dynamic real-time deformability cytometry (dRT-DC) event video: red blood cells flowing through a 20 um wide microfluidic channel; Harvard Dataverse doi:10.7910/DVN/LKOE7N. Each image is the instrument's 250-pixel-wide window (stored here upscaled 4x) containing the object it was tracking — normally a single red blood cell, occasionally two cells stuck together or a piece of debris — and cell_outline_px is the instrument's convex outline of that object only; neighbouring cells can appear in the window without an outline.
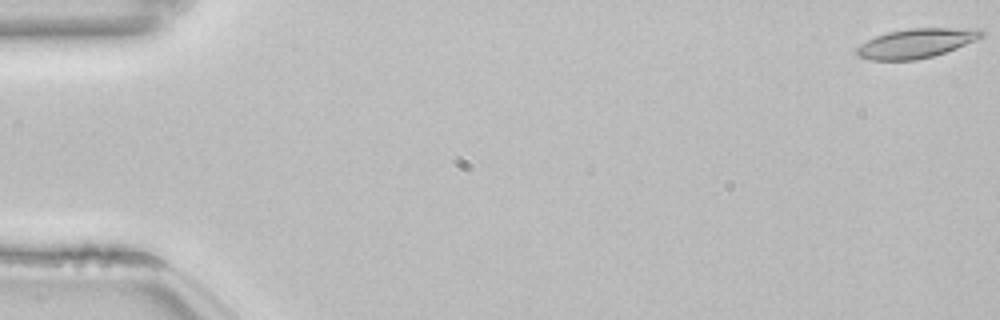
{"species": "common noctule bat (a hibernating species)", "species_latin": "Nyctalus noctula", "temperature_condition": "room temperature", "stored_images_in_passage": 54, "camera_frame_rate_fps": 3000, "um_per_image_px": 0.085, "animal": {"sex": "female", "body_mass_g": 22.7, "forearm_length_mm": 54.2}, "frame": {"image": 1, "passage_image": 1, "time_ms": 0.0, "image_size_px": [1000, 320], "cell_outline_px": [[984, 36], [956, 48], [932, 56], [916, 60], [872, 60], [856, 56], [856, 48], [860, 44], [876, 36], [888, 32], [908, 28], [980, 28], [984, 32]], "centroid_in_image_um": [77.87, 3.67], "position_along_channel_um": 7.1, "area_um2": 21.33}}
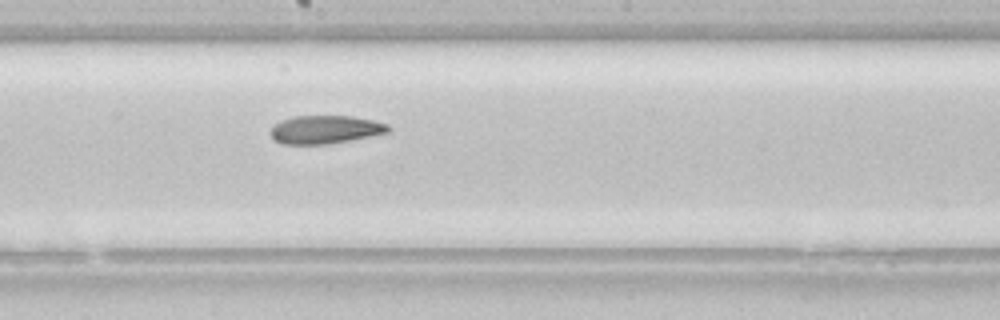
{"frame": {"image": 2, "passage_image": 30, "time_ms": 9.667, "image_size_px": [1000, 320], "cell_outline_px": [[392, 128], [388, 132], [328, 144], [284, 144], [276, 140], [268, 132], [280, 120], [292, 116], [352, 116], [372, 120], [388, 124]], "centroid_in_image_um": [27.63, 11.0], "position_along_channel_um": 220.6, "area_um2": 19.19}}
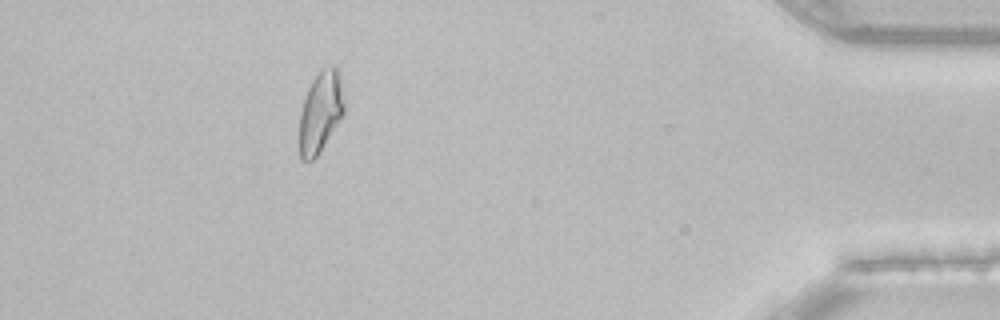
{"frame": {"image": 3, "passage_image": 49, "time_ms": 16.0, "image_size_px": [1000, 320], "cell_outline_px": [[344, 112], [340, 120], [320, 152], [312, 160], [300, 160], [300, 112], [304, 96], [312, 80], [320, 68], [332, 64], [336, 64], [340, 68], [344, 100]], "centroid_in_image_um": [27.27, 9.42], "position_along_channel_um": 407.9, "area_um2": 21.62}, "authors_computed_cell_mechanics": {"area_um2": 20.8947, "velocity_mm_per_s": 3.843, "shape_relaxation_time_tau1_ms": null, "shape_relaxation_time_tau2_ms": 7.9406, "deformation_change_tau1": null, "deformation_change_tau2": 0.1646}}